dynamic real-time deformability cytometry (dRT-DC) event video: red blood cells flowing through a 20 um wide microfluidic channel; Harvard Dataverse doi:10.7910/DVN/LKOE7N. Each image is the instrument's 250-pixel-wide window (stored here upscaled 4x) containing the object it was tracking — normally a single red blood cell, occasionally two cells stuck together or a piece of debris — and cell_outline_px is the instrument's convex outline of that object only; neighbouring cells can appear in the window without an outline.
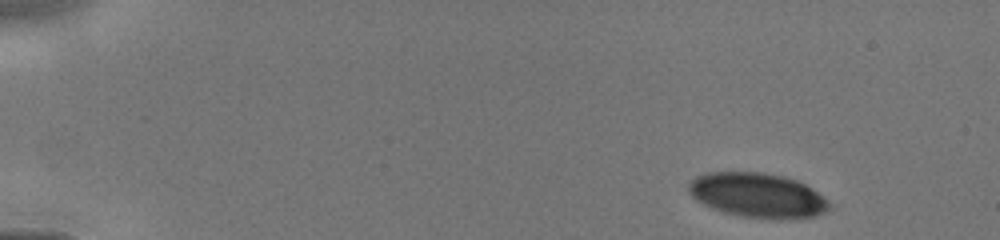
{"species": "human", "species_latin": "Homo sapiens", "temperature_condition": "cold", "stored_images_in_passage": 18, "camera_frame_rate_fps": 3000, "um_per_image_px": 0.085, "donor": {"sex": "male"}, "frame": {"image": 1, "passage_image": 1, "time_ms": 0.0, "image_size_px": [1000, 240], "cell_outline_px": [[836, 204], [828, 212], [816, 216], [792, 220], [744, 216], [724, 212], [712, 208], [696, 200], [688, 192], [688, 184], [696, 176], [708, 172], [764, 172], [784, 176], [796, 180], [812, 188]], "centroid_in_image_um": [64.49, 16.61], "position_along_channel_um": 20.5, "area_um2": 37.11}}
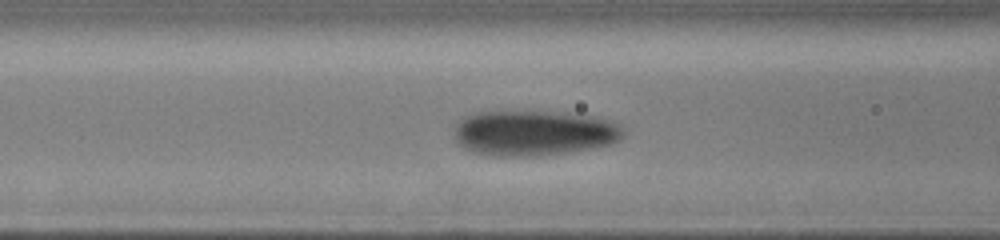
{"frame": {"image": 2, "passage_image": 13, "time_ms": 5.0, "image_size_px": [1000, 240], "cell_outline_px": [[624, 136], [620, 140], [612, 144], [592, 148], [568, 152], [540, 156], [492, 156], [476, 152], [464, 148], [456, 144], [456, 124], [464, 116], [476, 112], [568, 112], [600, 116], [612, 120], [620, 124], [624, 128]], "centroid_in_image_um": [45.46, 11.3], "position_along_channel_um": 121.1, "area_um2": 45.26}}
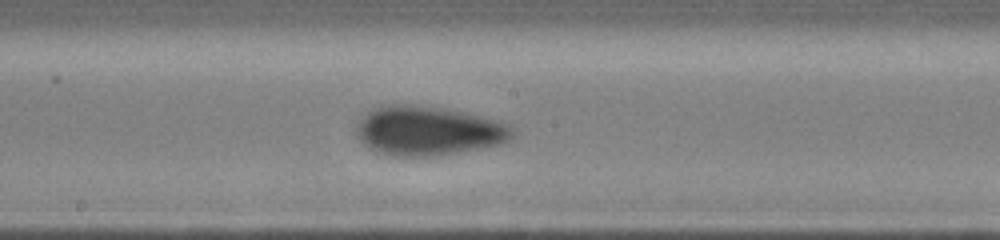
{"frame": {"image": 3, "passage_image": 18, "time_ms": 7.0, "image_size_px": [1000, 240], "cell_outline_px": [[512, 136], [508, 140], [500, 144], [480, 148], [436, 156], [392, 156], [376, 152], [368, 148], [360, 140], [356, 132], [356, 124], [368, 112], [376, 108], [388, 104], [408, 104], [440, 108], [500, 120], [512, 124]], "centroid_in_image_um": [36.39, 11.13], "position_along_channel_um": 211.8, "area_um2": 44.62}}